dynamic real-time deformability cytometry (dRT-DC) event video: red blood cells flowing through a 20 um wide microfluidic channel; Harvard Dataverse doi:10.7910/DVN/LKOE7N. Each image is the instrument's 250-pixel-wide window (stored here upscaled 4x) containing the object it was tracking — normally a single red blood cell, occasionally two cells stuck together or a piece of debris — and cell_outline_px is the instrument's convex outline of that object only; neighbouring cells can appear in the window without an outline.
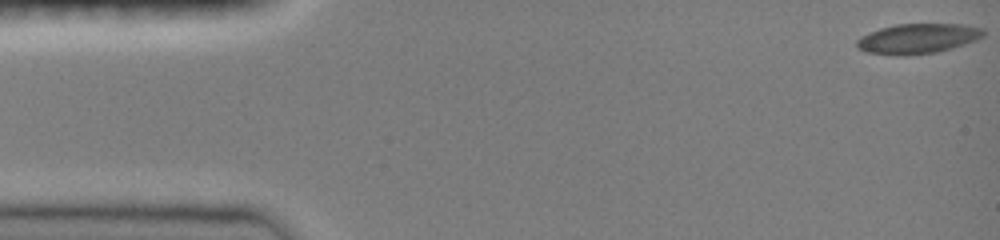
{"species": "common noctule bat (a hibernating species)", "species_latin": "Nyctalus noctula", "temperature_condition": "room temperature", "stored_images_in_passage": 45, "camera_frame_rate_fps": 3000, "um_per_image_px": 0.085, "animal": {"sex": "female", "body_mass_g": 19.0, "forearm_length_mm": 51.5}, "frame": {"image": 1, "passage_image": 1, "time_ms": 0.0, "image_size_px": [1000, 240], "cell_outline_px": [[984, 36], [976, 40], [952, 48], [936, 52], [904, 56], [896, 56], [864, 52], [856, 48], [856, 40], [860, 36], [868, 32], [880, 28], [896, 24], [964, 24], [984, 28]], "centroid_in_image_um": [77.97, 3.29], "position_along_channel_um": 7.0, "area_um2": 22.48}}
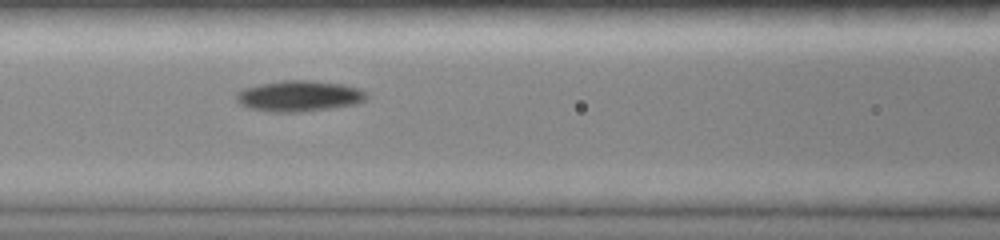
{"frame": {"image": 2, "passage_image": 20, "time_ms": 6.333, "image_size_px": [1000, 240], "cell_outline_px": [[368, 96], [364, 100], [356, 104], [332, 108], [304, 112], [272, 112], [248, 108], [240, 104], [236, 100], [236, 92], [244, 88], [260, 84], [284, 80], [308, 80], [344, 84], [360, 88], [368, 92]], "centroid_in_image_um": [25.45, 8.16], "position_along_channel_um": 141.2, "area_um2": 23.7}}
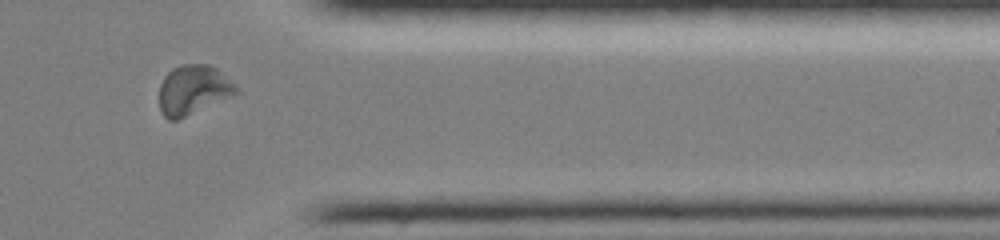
{"frame": {"image": 3, "passage_image": 39, "time_ms": 12.667, "image_size_px": [1000, 240], "cell_outline_px": [[240, 88], [236, 92], [228, 96], [176, 120], [168, 120], [160, 112], [160, 84], [164, 76], [172, 68], [180, 64], [208, 64], [216, 68], [236, 84]], "centroid_in_image_um": [16.38, 7.6], "position_along_channel_um": 395.0, "area_um2": 21.73}, "authors_computed_cell_mechanics": {"area_um2": 22.1374, "velocity_mm_per_s": 4.0583, "shape_relaxation_time_tau1_ms": 5.8118, "shape_relaxation_time_tau2_ms": null, "deformation_change_tau1": 0.1582, "deformation_change_tau2": null}}